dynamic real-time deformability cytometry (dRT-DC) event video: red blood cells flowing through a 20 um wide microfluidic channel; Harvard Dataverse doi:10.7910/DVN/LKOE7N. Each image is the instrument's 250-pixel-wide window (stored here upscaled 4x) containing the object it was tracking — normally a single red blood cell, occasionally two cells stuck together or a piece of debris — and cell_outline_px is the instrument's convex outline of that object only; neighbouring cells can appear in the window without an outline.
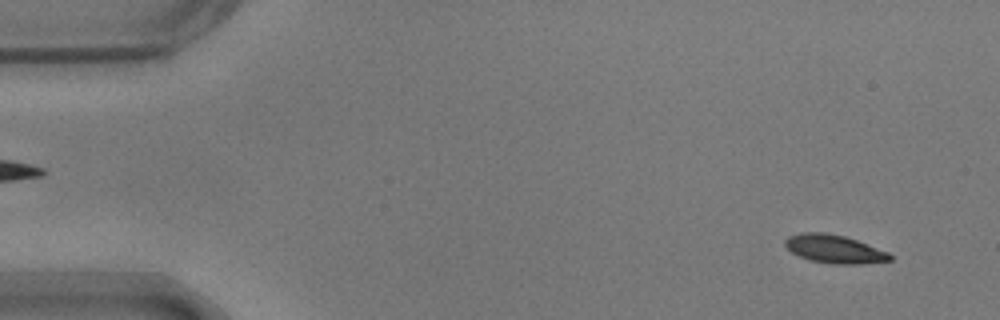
{"species": "common noctule bat (a hibernating species)", "species_latin": "Nyctalus noctula", "temperature_condition": "warm", "stored_images_in_passage": 54, "camera_frame_rate_fps": 3000, "um_per_image_px": 0.085, "animal": {"sex": "male", "body_mass_g": 17.9}, "frame": {"image": 1, "passage_image": 3, "time_ms": 0.667, "image_size_px": [1000, 320], "cell_outline_px": [[892, 260], [860, 264], [832, 264], [808, 260], [792, 252], [784, 244], [784, 240], [788, 236], [804, 232], [824, 232], [844, 236], [856, 240], [888, 252], [892, 256]], "centroid_in_image_um": [70.9, 21.17], "position_along_channel_um": 14.1, "area_um2": 17.22}}
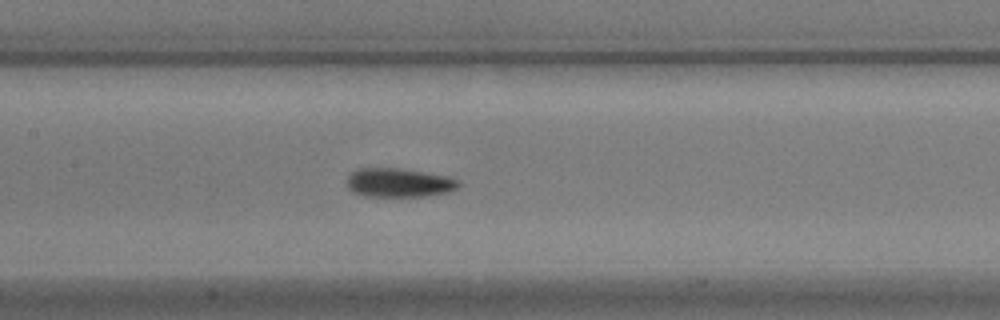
{"frame": {"image": 2, "passage_image": 25, "time_ms": 8.0, "image_size_px": [1000, 320], "cell_outline_px": [[460, 184], [456, 188], [448, 192], [428, 196], [364, 196], [352, 192], [348, 188], [348, 176], [356, 168], [400, 168], [424, 172], [444, 176], [456, 180]], "centroid_in_image_um": [33.86, 15.53], "position_along_channel_um": 173.5, "area_um2": 18.67}}
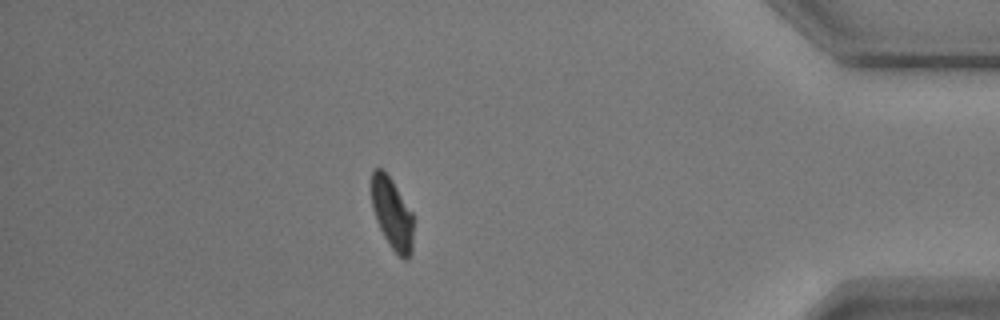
{"frame": {"image": 3, "passage_image": 47, "time_ms": 15.333, "image_size_px": [1000, 320], "cell_outline_px": [[412, 252], [408, 260], [404, 260], [392, 248], [384, 236], [376, 220], [372, 208], [372, 168], [380, 168], [392, 180], [412, 212]], "centroid_in_image_um": [33.33, 18.16], "position_along_channel_um": 401.9, "area_um2": 17.17}, "authors_computed_cell_mechanics": {"area_um2": 18.0914, "velocity_mm_per_s": 3.6817, "shape_relaxation_time_tau1_ms": 2.7757, "shape_relaxation_time_tau2_ms": 2.7455, "deformation_change_tau1": 0.1435, "deformation_change_tau2": 0.0576}}